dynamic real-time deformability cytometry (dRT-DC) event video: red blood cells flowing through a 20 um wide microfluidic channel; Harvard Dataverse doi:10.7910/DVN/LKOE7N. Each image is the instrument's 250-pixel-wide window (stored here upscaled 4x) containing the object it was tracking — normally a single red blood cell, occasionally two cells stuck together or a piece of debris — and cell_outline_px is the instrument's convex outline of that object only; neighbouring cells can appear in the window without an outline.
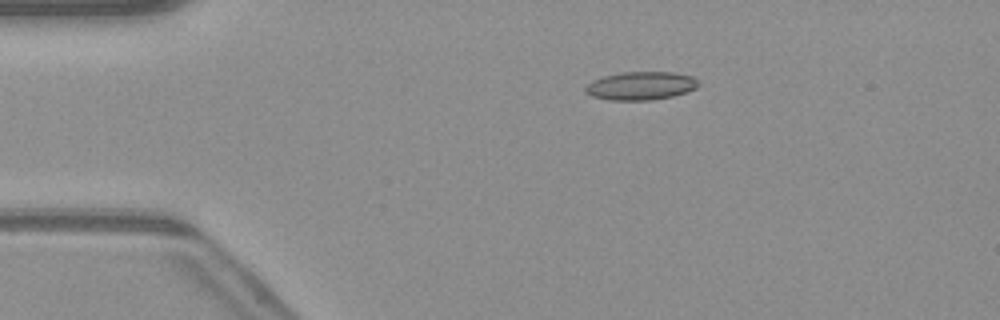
{"species": "common noctule bat (a hibernating species)", "species_latin": "Nyctalus noctula", "temperature_condition": "warm", "stored_images_in_passage": 51, "camera_frame_rate_fps": 3000, "um_per_image_px": 0.085, "animal": {"sex": "male", "body_mass_g": 23.1, "forearm_length_mm": 52.7}, "frame": {"image": 1, "passage_image": 10, "time_ms": 3.0, "image_size_px": [1000, 320], "cell_outline_px": [[700, 84], [696, 88], [672, 96], [652, 100], [608, 100], [592, 96], [584, 92], [584, 88], [592, 80], [604, 76], [624, 72], [672, 72], [692, 76]], "centroid_in_image_um": [54.44, 7.29], "position_along_channel_um": 30.6, "area_um2": 18.55}}
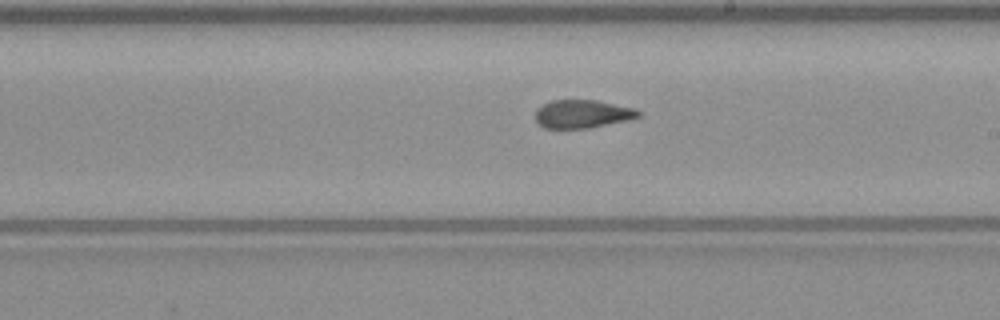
{"frame": {"image": 2, "passage_image": 29, "time_ms": 9.333, "image_size_px": [1000, 320], "cell_outline_px": [[644, 112], [640, 116], [628, 120], [588, 128], [544, 128], [536, 120], [536, 108], [552, 100], [596, 100], [636, 108]], "centroid_in_image_um": [49.55, 9.68], "position_along_channel_um": 239.5, "area_um2": 16.99}}
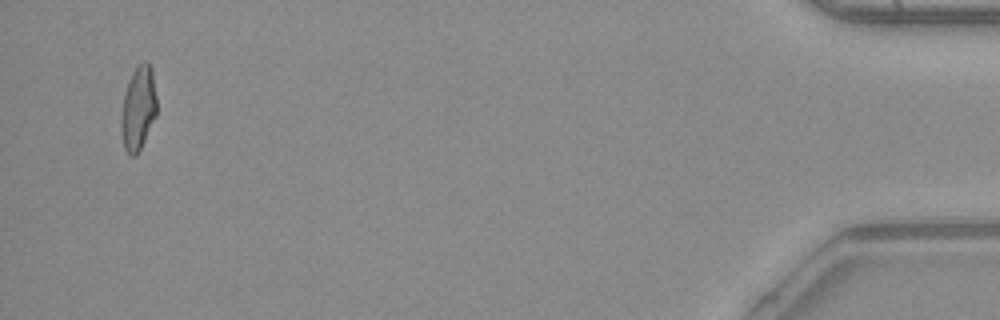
{"frame": {"image": 3, "passage_image": 49, "time_ms": 16.0, "image_size_px": [1000, 320], "cell_outline_px": [[156, 116], [136, 156], [132, 156], [124, 148], [120, 132], [120, 120], [124, 92], [128, 80], [132, 72], [144, 60], [148, 60], [152, 68], [156, 96]], "centroid_in_image_um": [11.73, 9.17], "position_along_channel_um": 423.5, "area_um2": 17.57}, "authors_computed_cell_mechanics": {"area_um2": 17.7446, "velocity_mm_per_s": 4.1159, "shape_relaxation_time_tau1_ms": null, "shape_relaxation_time_tau2_ms": 1.7617, "deformation_change_tau1": null, "deformation_change_tau2": 0.0983}}